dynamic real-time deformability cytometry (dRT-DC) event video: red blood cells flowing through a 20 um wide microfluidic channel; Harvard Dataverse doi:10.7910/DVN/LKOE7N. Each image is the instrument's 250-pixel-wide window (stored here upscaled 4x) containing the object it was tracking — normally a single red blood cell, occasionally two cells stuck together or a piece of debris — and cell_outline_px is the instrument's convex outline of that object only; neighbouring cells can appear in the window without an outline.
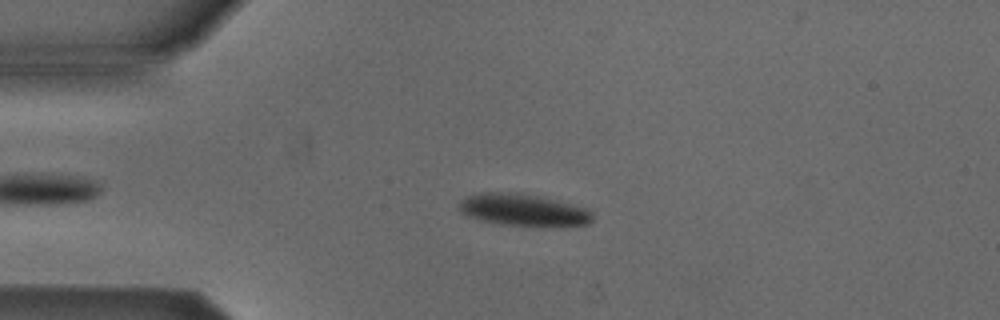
{"species": "Egyptian fruit bat (a non-hibernating species)", "species_latin": "Rousettus aegyptiacus", "temperature_condition": "cold", "stored_images_in_passage": 35, "camera_frame_rate_fps": 3000, "um_per_image_px": 0.085, "animal": {"sex": "male"}, "frame": {"image": 1, "passage_image": 12, "time_ms": 3.667, "image_size_px": [1000, 320], "cell_outline_px": [[592, 220], [588, 224], [536, 228], [500, 224], [480, 220], [468, 216], [460, 212], [456, 208], [460, 200], [468, 196], [480, 192], [520, 192], [584, 208], [592, 212]], "centroid_in_image_um": [44.41, 17.87], "position_along_channel_um": 40.6, "area_um2": 25.26}}
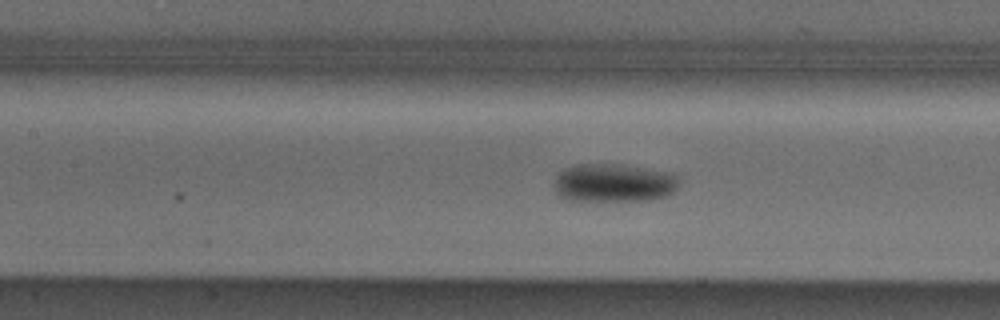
{"frame": {"image": 2, "passage_image": 23, "time_ms": 7.333, "image_size_px": [1000, 320], "cell_outline_px": [[680, 180], [676, 188], [668, 196], [648, 200], [568, 200], [560, 196], [556, 192], [552, 180], [564, 168], [576, 164], [624, 164], [672, 172], [680, 176]], "centroid_in_image_um": [52.19, 15.52], "position_along_channel_um": 155.2, "area_um2": 28.38}}
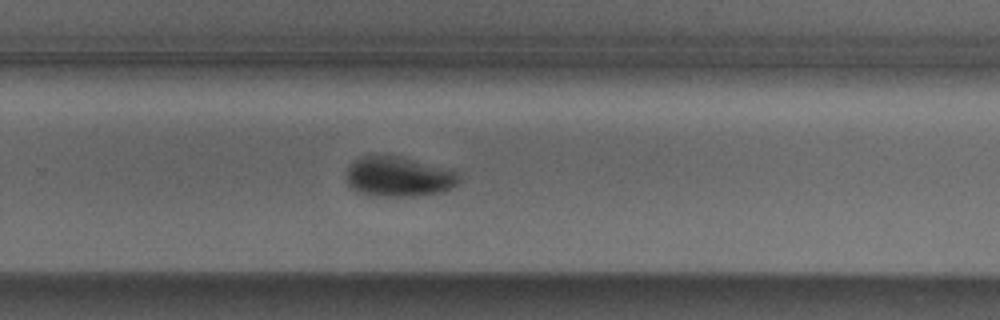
{"frame": {"image": 3, "passage_image": 34, "time_ms": 11.0, "image_size_px": [1000, 320], "cell_outline_px": [[460, 180], [452, 188], [444, 192], [412, 196], [372, 196], [356, 192], [348, 184], [344, 176], [352, 160], [364, 156], [400, 156], [456, 168], [460, 176]], "centroid_in_image_um": [33.93, 15.01], "position_along_channel_um": 295.9, "area_um2": 27.11}}